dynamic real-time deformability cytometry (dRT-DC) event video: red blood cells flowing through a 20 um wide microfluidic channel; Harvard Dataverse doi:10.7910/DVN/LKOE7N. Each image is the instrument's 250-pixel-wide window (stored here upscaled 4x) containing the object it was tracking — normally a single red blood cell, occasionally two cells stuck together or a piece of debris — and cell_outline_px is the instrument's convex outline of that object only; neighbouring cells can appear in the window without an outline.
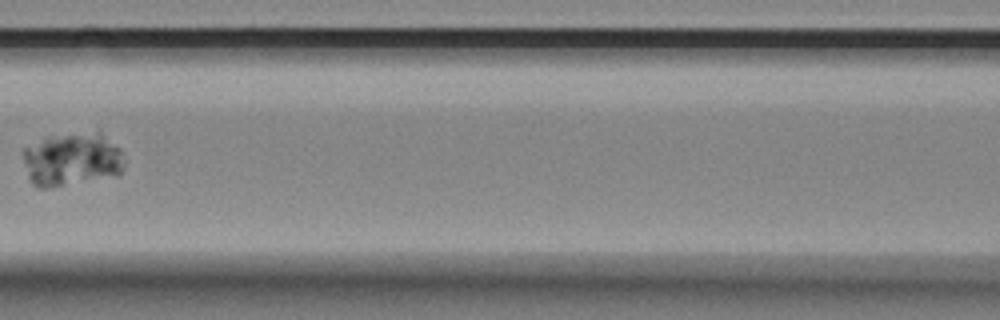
{"species": "Egyptian fruit bat (a non-hibernating species)", "species_latin": "Rousettus aegyptiacus", "temperature_condition": "room temperature", "stored_images_in_passage": 11, "camera_frame_rate_fps": 3000, "um_per_image_px": 0.085, "animal": {"sex": "female"}, "frame": {"image": 1, "passage_image": 7, "time_ms": 8.0, "image_size_px": [1000, 320], "cell_outline_px": [[124, 168], [120, 176], [48, 188], [36, 188], [32, 184], [28, 176], [24, 160], [24, 148], [48, 136], [100, 132], [120, 148], [124, 160]], "centroid_in_image_um": [6.16, 13.59], "position_along_channel_um": 160.4, "area_um2": 31.73}}
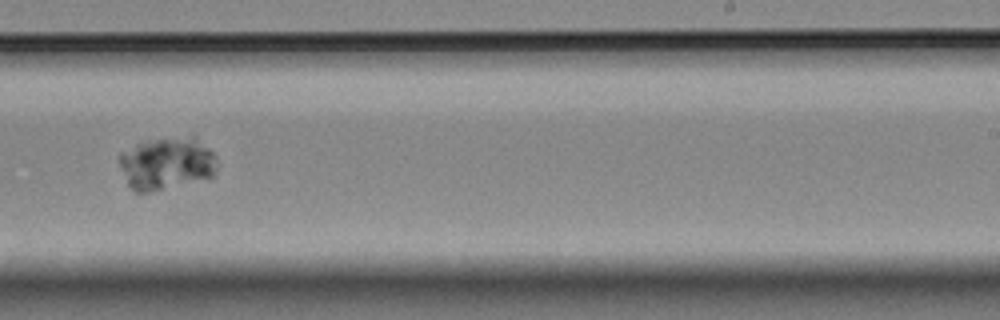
{"frame": {"image": 2, "passage_image": 10, "time_ms": 11.333, "image_size_px": [1000, 320], "cell_outline_px": [[216, 172], [212, 176], [148, 192], [132, 192], [120, 168], [120, 152], [140, 144], [156, 140], [192, 136], [208, 148], [212, 152], [216, 168]], "centroid_in_image_um": [14.12, 13.91], "position_along_channel_um": 274.9, "area_um2": 28.84}}
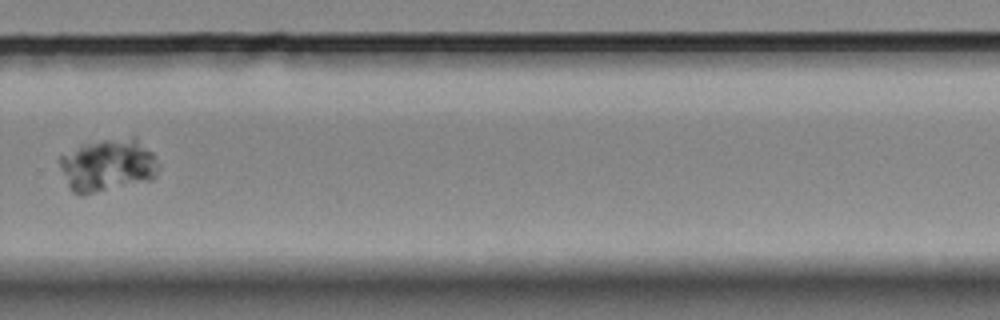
{"frame": {"image": 3, "passage_image": 11, "time_ms": 12.667, "image_size_px": [1000, 320], "cell_outline_px": [[160, 164], [156, 176], [152, 180], [84, 196], [80, 196], [72, 192], [68, 188], [60, 164], [60, 156], [80, 144], [100, 140], [132, 136], [136, 136], [156, 156]], "centroid_in_image_um": [9.19, 14.05], "position_along_channel_um": 320.6, "area_um2": 31.21}}